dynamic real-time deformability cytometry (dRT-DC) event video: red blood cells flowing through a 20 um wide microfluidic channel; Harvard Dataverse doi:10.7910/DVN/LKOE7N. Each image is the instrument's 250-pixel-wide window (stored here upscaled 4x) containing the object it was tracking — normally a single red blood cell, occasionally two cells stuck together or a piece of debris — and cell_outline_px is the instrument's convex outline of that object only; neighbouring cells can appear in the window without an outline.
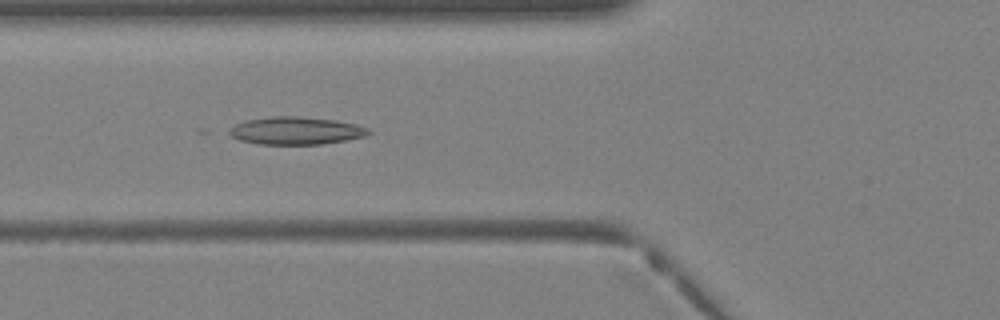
{"species": "Egyptian fruit bat (a non-hibernating species)", "species_latin": "Rousettus aegyptiacus", "temperature_condition": "warm", "stored_images_in_passage": 39, "camera_frame_rate_fps": 3000, "um_per_image_px": 0.085, "animal": {"sex": "female"}, "frame": {"image": 1, "passage_image": 14, "time_ms": 4.333, "image_size_px": [1000, 320], "cell_outline_px": [[372, 132], [364, 136], [344, 140], [320, 144], [260, 144], [240, 140], [224, 132], [236, 124], [248, 120], [272, 116], [296, 116], [336, 120], [356, 124], [368, 128]], "centroid_in_image_um": [25.13, 11.1], "position_along_channel_um": 100.7, "area_um2": 22.31}}
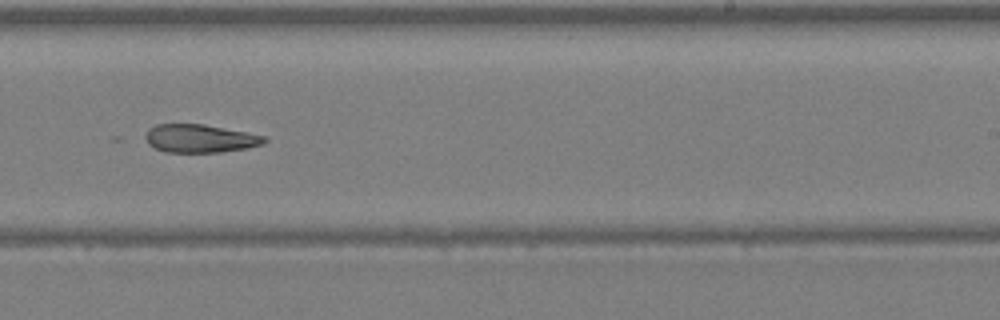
{"frame": {"image": 2, "passage_image": 24, "time_ms": 7.667, "image_size_px": [1000, 320], "cell_outline_px": [[268, 140], [264, 144], [248, 148], [220, 152], [164, 152], [148, 144], [144, 136], [148, 128], [156, 124], [204, 124], [264, 136]], "centroid_in_image_um": [16.97, 11.77], "position_along_channel_um": 272.0, "area_um2": 19.54}}
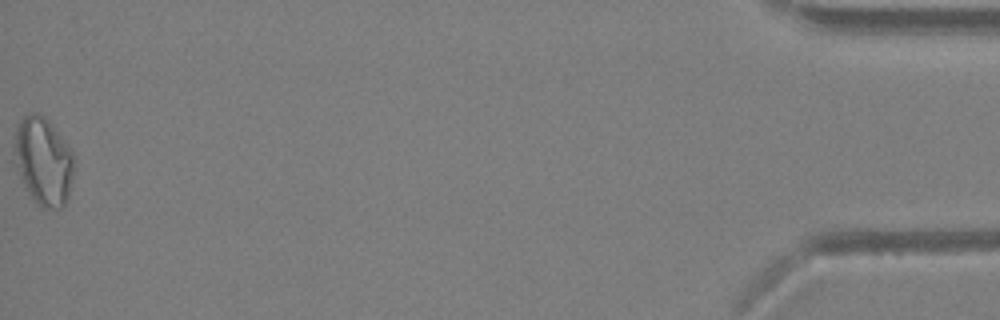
{"frame": {"image": 3, "passage_image": 39, "time_ms": 12.667, "image_size_px": [1000, 320], "cell_outline_px": [[76, 160], [68, 196], [64, 204], [60, 208], [40, 208], [36, 204], [28, 192], [24, 184], [20, 172], [16, 152], [16, 128], [20, 120], [24, 116], [32, 112], [36, 112], [44, 116], [48, 120], [72, 152]], "centroid_in_image_um": [3.73, 13.71], "position_along_channel_um": 431.5, "area_um2": 29.82}}